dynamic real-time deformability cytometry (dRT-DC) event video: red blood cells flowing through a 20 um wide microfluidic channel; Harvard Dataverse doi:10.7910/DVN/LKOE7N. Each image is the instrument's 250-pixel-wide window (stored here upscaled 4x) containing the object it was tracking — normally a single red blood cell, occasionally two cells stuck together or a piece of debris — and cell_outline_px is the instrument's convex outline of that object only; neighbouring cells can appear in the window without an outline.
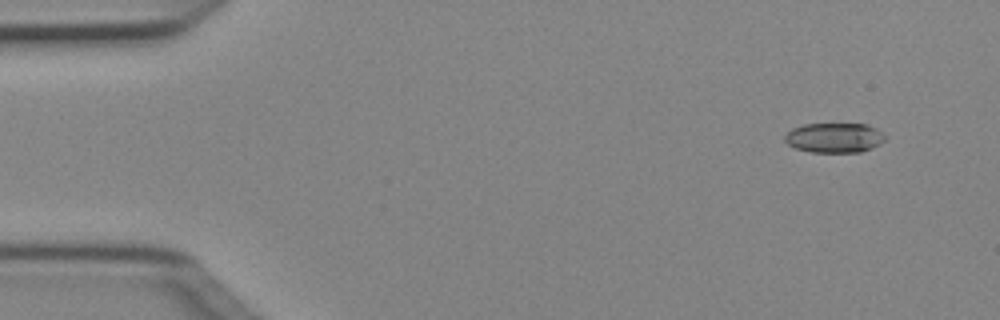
{"species": "Egyptian fruit bat (a non-hibernating species)", "species_latin": "Rousettus aegyptiacus", "temperature_condition": "cold", "stored_images_in_passage": 47, "camera_frame_rate_fps": 3000, "um_per_image_px": 0.085, "animal": {"sex": "female"}, "frame": {"image": 1, "passage_image": 1, "time_ms": 0.0, "image_size_px": [1000, 320], "cell_outline_px": [[884, 140], [880, 144], [872, 148], [860, 152], [812, 152], [796, 148], [788, 144], [784, 140], [784, 136], [792, 128], [804, 124], [868, 124], [876, 128], [884, 136]], "centroid_in_image_um": [70.91, 11.7], "position_along_channel_um": 14.1, "area_um2": 17.34}}
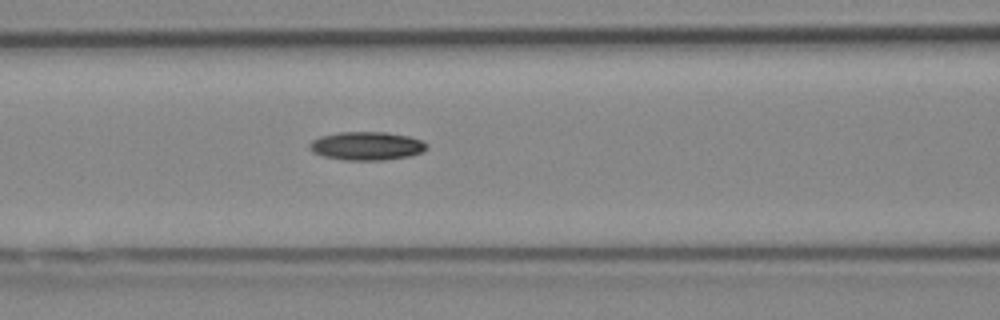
{"frame": {"image": 2, "passage_image": 18, "time_ms": 5.667, "image_size_px": [1000, 320], "cell_outline_px": [[428, 148], [424, 152], [412, 156], [384, 160], [344, 160], [324, 156], [312, 152], [308, 148], [308, 144], [312, 140], [320, 136], [340, 132], [388, 132], [408, 136], [420, 140], [428, 144]], "centroid_in_image_um": [31.18, 12.41], "position_along_channel_um": 135.4, "area_um2": 19.65}}
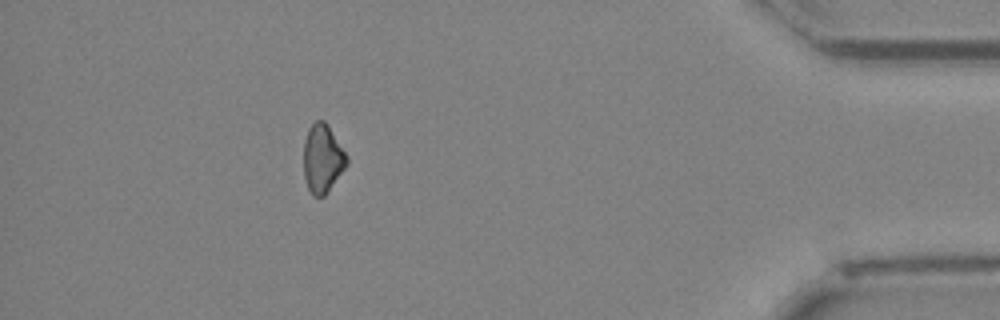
{"frame": {"image": 3, "passage_image": 42, "time_ms": 13.667, "image_size_px": [1000, 320], "cell_outline_px": [[348, 164], [328, 192], [324, 196], [312, 196], [308, 188], [304, 176], [304, 140], [308, 128], [316, 120], [324, 120], [328, 124], [348, 156]], "centroid_in_image_um": [27.42, 13.47], "position_along_channel_um": 407.8, "area_um2": 17.4}, "authors_computed_cell_mechanics": {"area_um2": 18.0336, "velocity_mm_per_s": 4.0664, "shape_relaxation_time_tau1_ms": 3.4247, "shape_relaxation_time_tau2_ms": null, "deformation_change_tau1": 0.1061, "deformation_change_tau2": null}}